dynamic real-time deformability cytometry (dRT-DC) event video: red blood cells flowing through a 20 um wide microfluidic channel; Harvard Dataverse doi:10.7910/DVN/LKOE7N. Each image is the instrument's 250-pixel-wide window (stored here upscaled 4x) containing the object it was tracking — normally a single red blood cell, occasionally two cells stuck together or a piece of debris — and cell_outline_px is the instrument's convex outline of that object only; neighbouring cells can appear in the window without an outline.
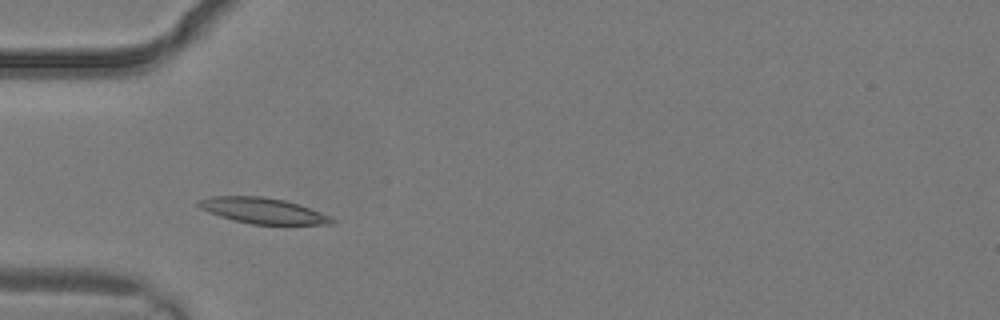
{"species": "common noctule bat (a hibernating species)", "species_latin": "Nyctalus noctula", "temperature_condition": "warm", "stored_images_in_passage": 2, "camera_frame_rate_fps": 3000, "um_per_image_px": 0.085, "animal": {"sex": "male", "body_mass_g": 19.2, "forearm_length_mm": 51.8}, "frame": {"image": 1, "passage_image": 2, "time_ms": 0.333, "image_size_px": [1000, 320], "cell_outline_px": [[336, 224], [252, 224], [220, 216], [208, 212], [200, 208], [196, 204], [200, 200], [212, 196], [264, 196], [284, 200], [300, 204], [332, 216], [336, 220]], "centroid_in_image_um": [22.41, 17.9], "position_along_channel_um": 62.6, "area_um2": 20.0}}